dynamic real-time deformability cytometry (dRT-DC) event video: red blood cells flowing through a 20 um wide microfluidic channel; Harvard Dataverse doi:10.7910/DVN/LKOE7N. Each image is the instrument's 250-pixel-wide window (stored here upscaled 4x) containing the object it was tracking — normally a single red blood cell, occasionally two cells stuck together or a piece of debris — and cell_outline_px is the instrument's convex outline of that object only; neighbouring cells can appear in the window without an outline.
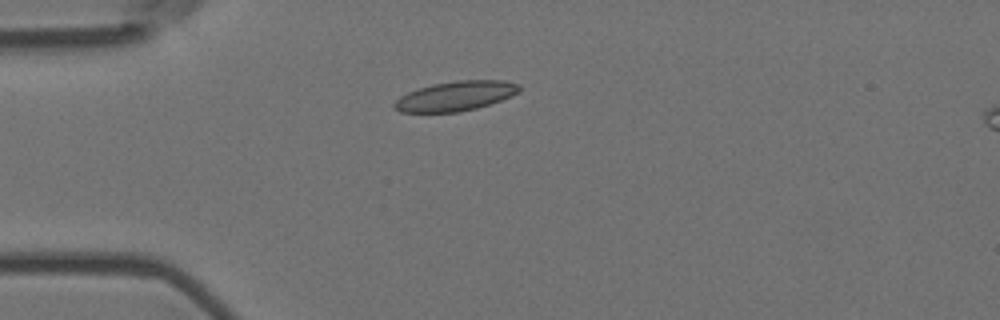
{"species": "Egyptian fruit bat (a non-hibernating species)", "species_latin": "Rousettus aegyptiacus", "temperature_condition": "room temperature", "stored_images_in_passage": 7, "camera_frame_rate_fps": 3000, "um_per_image_px": 0.085, "animal": {"sex": "female"}, "frame": {"image": 1, "passage_image": 4, "time_ms": 1.0, "image_size_px": [1000, 320], "cell_outline_px": [[520, 92], [512, 96], [476, 108], [460, 112], [400, 112], [392, 108], [392, 104], [400, 96], [408, 92], [432, 84], [456, 80], [504, 80], [520, 84]], "centroid_in_image_um": [38.72, 8.16], "position_along_channel_um": 46.3, "area_um2": 21.68}}
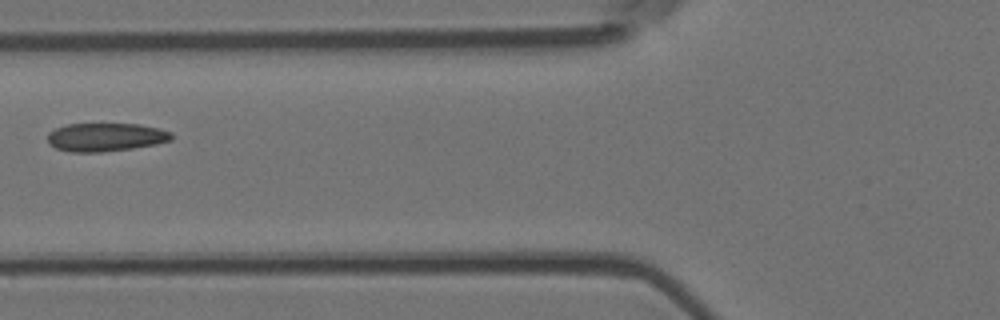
{"frame": {"image": 2, "passage_image": 6, "time_ms": 1.667, "image_size_px": [1000, 320], "cell_outline_px": [[172, 140], [156, 144], [132, 148], [100, 152], [72, 152], [56, 148], [48, 144], [48, 132], [56, 128], [68, 124], [140, 124], [160, 128], [172, 132]], "centroid_in_image_um": [8.99, 11.65], "position_along_channel_um": 116.8, "area_um2": 20.52}}
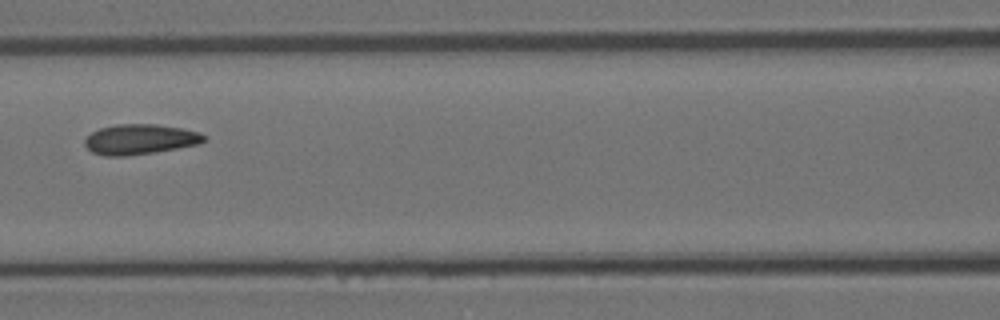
{"frame": {"image": 3, "passage_image": 7, "time_ms": 2.0, "image_size_px": [1000, 320], "cell_outline_px": [[204, 140], [196, 144], [156, 152], [124, 156], [104, 156], [92, 152], [84, 144], [84, 140], [92, 132], [100, 128], [116, 124], [156, 124], [180, 128], [200, 132], [204, 136]], "centroid_in_image_um": [11.85, 11.84], "position_along_channel_um": 154.8, "area_um2": 20.75}}